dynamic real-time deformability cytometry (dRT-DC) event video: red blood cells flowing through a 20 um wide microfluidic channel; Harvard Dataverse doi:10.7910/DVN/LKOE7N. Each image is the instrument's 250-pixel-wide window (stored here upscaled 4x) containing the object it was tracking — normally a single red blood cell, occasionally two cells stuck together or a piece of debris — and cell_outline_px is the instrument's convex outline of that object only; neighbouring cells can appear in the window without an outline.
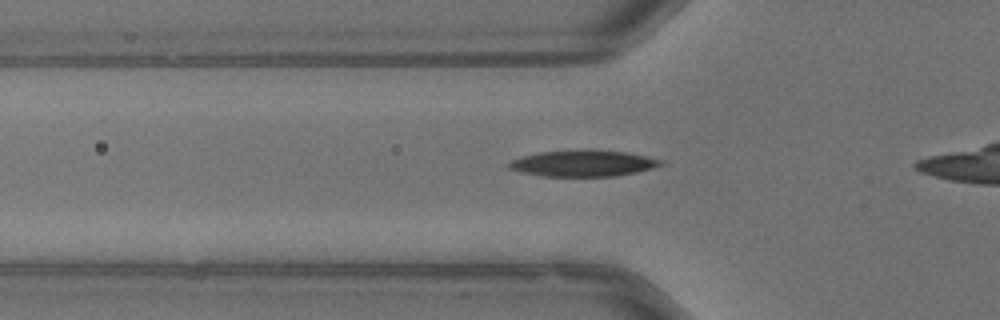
{"species": "common noctule bat (a hibernating species)", "species_latin": "Nyctalus noctula", "temperature_condition": "warm", "stored_images_in_passage": 32, "camera_frame_rate_fps": 3000, "um_per_image_px": 0.085, "animal": {"sex": "male", "body_mass_g": 13.3}, "frame": {"image": 1, "passage_image": 7, "time_ms": 2.0, "image_size_px": [1000, 320], "cell_outline_px": [[664, 164], [652, 168], [636, 172], [616, 176], [544, 176], [524, 172], [508, 168], [508, 164], [512, 160], [524, 156], [540, 152], [584, 148], [628, 152], [664, 160]], "centroid_in_image_um": [49.62, 13.86], "position_along_channel_um": 76.2, "area_um2": 23.41}}
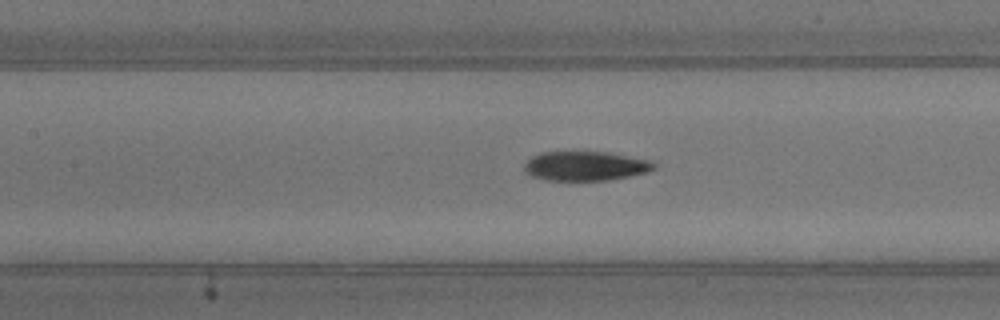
{"frame": {"image": 2, "passage_image": 13, "time_ms": 4.0, "image_size_px": [1000, 320], "cell_outline_px": [[656, 168], [648, 172], [608, 180], [544, 180], [532, 176], [524, 172], [524, 164], [532, 156], [540, 152], [608, 152], [652, 160], [656, 164]], "centroid_in_image_um": [49.77, 14.11], "position_along_channel_um": 157.6, "area_um2": 22.31}}
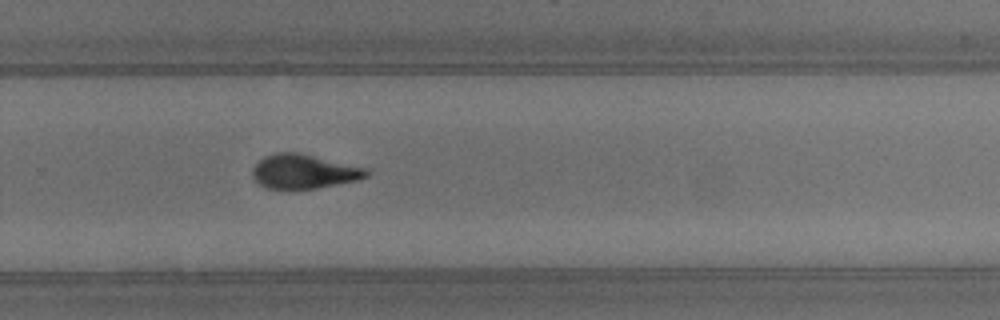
{"frame": {"image": 3, "passage_image": 24, "time_ms": 7.667, "image_size_px": [1000, 320], "cell_outline_px": [[372, 172], [368, 176], [356, 180], [316, 188], [268, 188], [260, 184], [252, 176], [252, 168], [264, 156], [276, 152], [296, 152], [368, 168]], "centroid_in_image_um": [25.84, 14.56], "position_along_channel_um": 304.0, "area_um2": 22.48}}